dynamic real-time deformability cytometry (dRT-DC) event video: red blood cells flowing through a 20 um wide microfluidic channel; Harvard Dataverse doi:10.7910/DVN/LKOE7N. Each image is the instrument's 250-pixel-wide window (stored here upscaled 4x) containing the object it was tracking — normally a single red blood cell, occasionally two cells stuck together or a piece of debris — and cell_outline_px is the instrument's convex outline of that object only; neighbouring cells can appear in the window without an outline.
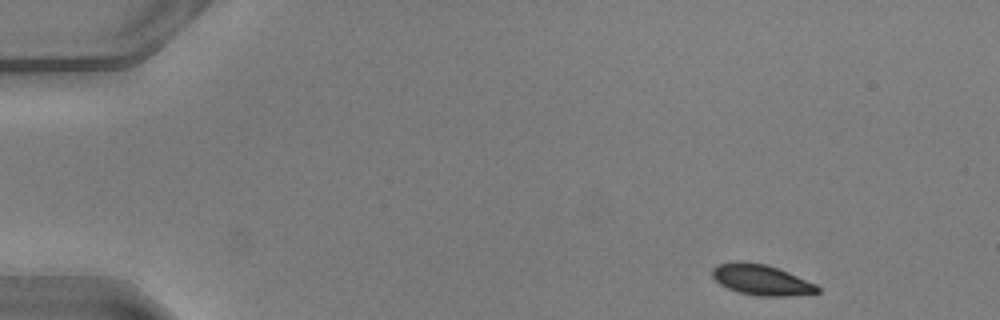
{"species": "common noctule bat (a hibernating species)", "species_latin": "Nyctalus noctula", "temperature_condition": "warm", "stored_images_in_passage": 44, "camera_frame_rate_fps": 3000, "um_per_image_px": 0.085, "animal": {"sex": "male", "body_mass_g": 20.5, "forearm_length_mm": 52.5}, "frame": {"image": 1, "passage_image": 1, "time_ms": 0.0, "image_size_px": [1000, 320], "cell_outline_px": [[820, 292], [788, 296], [760, 296], [736, 292], [720, 284], [712, 276], [712, 268], [716, 264], [740, 260], [768, 264], [788, 272], [816, 284], [820, 288]], "centroid_in_image_um": [64.69, 23.77], "position_along_channel_um": 20.3, "area_um2": 18.96}}
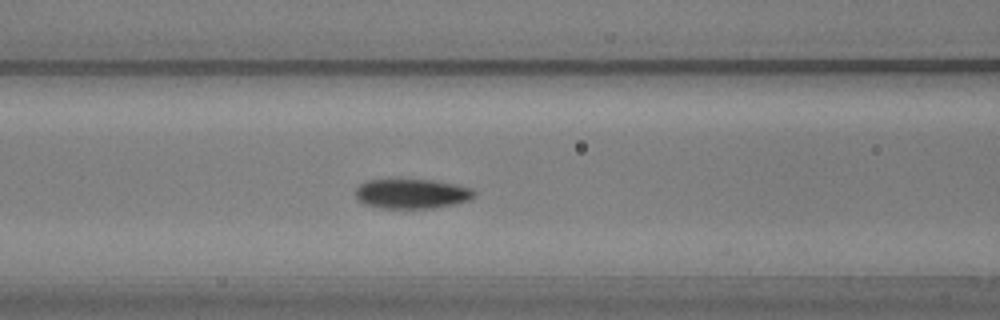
{"frame": {"image": 2, "passage_image": 17, "time_ms": 5.333, "image_size_px": [1000, 320], "cell_outline_px": [[476, 196], [468, 200], [452, 204], [432, 208], [380, 208], [364, 204], [356, 196], [356, 188], [364, 180], [392, 176], [400, 176], [432, 180], [456, 184], [472, 188], [476, 192]], "centroid_in_image_um": [34.95, 16.4], "position_along_channel_um": 131.7, "area_um2": 21.56}}
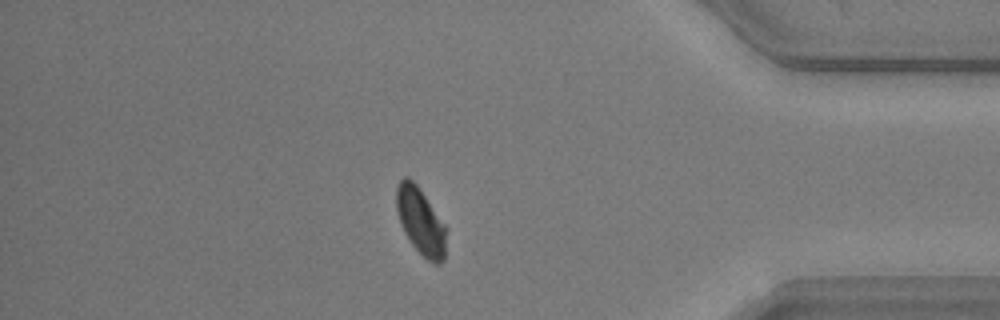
{"frame": {"image": 3, "passage_image": 39, "time_ms": 12.667, "image_size_px": [1000, 320], "cell_outline_px": [[448, 228], [444, 260], [440, 264], [436, 264], [428, 260], [412, 244], [404, 232], [400, 224], [396, 208], [396, 184], [404, 176], [408, 176], [416, 184]], "centroid_in_image_um": [35.76, 18.8], "position_along_channel_um": 399.4, "area_um2": 19.59}}